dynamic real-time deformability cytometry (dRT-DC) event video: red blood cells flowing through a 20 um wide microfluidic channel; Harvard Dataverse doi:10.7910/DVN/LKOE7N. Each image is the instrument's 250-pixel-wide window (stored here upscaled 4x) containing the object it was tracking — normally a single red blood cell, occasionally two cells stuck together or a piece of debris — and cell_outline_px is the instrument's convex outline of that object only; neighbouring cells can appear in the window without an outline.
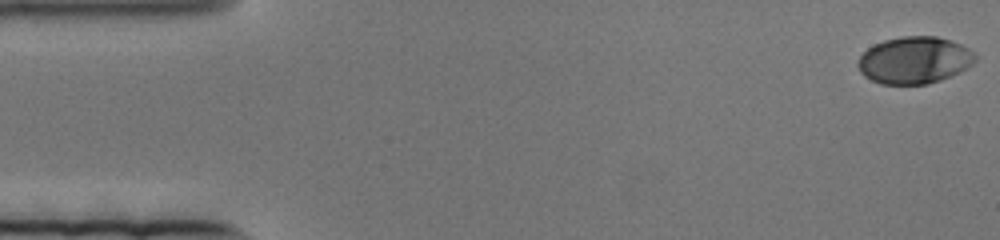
{"species": "human", "species_latin": "Homo sapiens", "temperature_condition": "cold", "stored_images_in_passage": 83, "camera_frame_rate_fps": 3000, "um_per_image_px": 0.085, "donor": {"sex": "female"}, "frame": {"image": 1, "passage_image": 1, "time_ms": 0.0, "image_size_px": [1000, 240], "cell_outline_px": [[976, 60], [972, 64], [960, 72], [940, 80], [928, 84], [880, 84], [864, 76], [860, 72], [856, 64], [860, 56], [868, 48], [884, 40], [904, 36], [936, 36], [960, 44], [968, 48], [976, 56]], "centroid_in_image_um": [77.71, 5.12], "position_along_channel_um": 7.3, "area_um2": 32.02}}
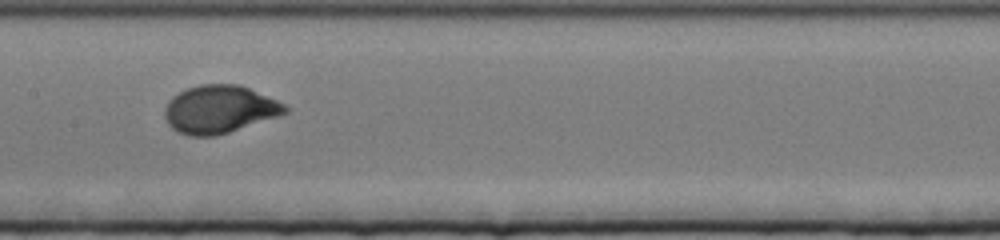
{"frame": {"image": 2, "passage_image": 40, "time_ms": 13.0, "image_size_px": [1000, 240], "cell_outline_px": [[288, 112], [216, 136], [188, 136], [176, 132], [168, 124], [164, 116], [164, 108], [168, 100], [172, 96], [188, 88], [200, 84], [240, 84], [276, 100], [284, 104], [288, 108]], "centroid_in_image_um": [18.59, 9.29], "position_along_channel_um": 188.8, "area_um2": 33.41}}
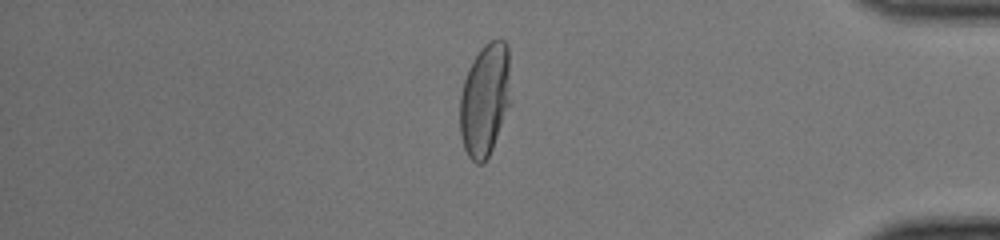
{"frame": {"image": 3, "passage_image": 70, "time_ms": 23.0, "image_size_px": [1000, 240], "cell_outline_px": [[512, 100], [492, 148], [484, 164], [476, 164], [468, 156], [464, 148], [460, 136], [460, 96], [464, 80], [468, 68], [472, 60], [480, 48], [488, 40], [504, 40], [508, 44]], "centroid_in_image_um": [41.24, 8.45], "position_along_channel_um": 394.0, "area_um2": 34.04}}